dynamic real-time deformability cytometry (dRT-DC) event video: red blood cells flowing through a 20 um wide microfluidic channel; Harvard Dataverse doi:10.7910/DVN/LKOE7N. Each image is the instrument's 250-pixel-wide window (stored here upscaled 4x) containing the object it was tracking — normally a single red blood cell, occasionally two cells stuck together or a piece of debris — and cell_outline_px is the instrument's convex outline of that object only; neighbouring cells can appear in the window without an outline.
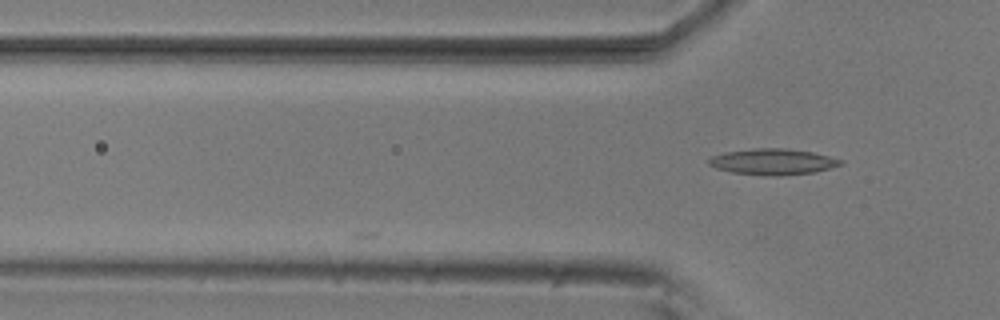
{"species": "common noctule bat (a hibernating species)", "species_latin": "Nyctalus noctula", "temperature_condition": "room temperature", "stored_images_in_passage": 5, "camera_frame_rate_fps": 3000, "um_per_image_px": 0.085, "animal": {"sex": "male", "body_mass_g": 20.5, "forearm_length_mm": 52.5}, "frame": {"image": 1, "passage_image": 5, "time_ms": 1.333, "image_size_px": [1000, 320], "cell_outline_px": [[844, 164], [816, 172], [780, 176], [768, 176], [732, 172], [716, 168], [708, 164], [708, 160], [712, 156], [728, 152], [752, 148], [788, 148], [812, 152], [844, 160]], "centroid_in_image_um": [65.73, 13.75], "position_along_channel_um": 60.1, "area_um2": 20.06}}